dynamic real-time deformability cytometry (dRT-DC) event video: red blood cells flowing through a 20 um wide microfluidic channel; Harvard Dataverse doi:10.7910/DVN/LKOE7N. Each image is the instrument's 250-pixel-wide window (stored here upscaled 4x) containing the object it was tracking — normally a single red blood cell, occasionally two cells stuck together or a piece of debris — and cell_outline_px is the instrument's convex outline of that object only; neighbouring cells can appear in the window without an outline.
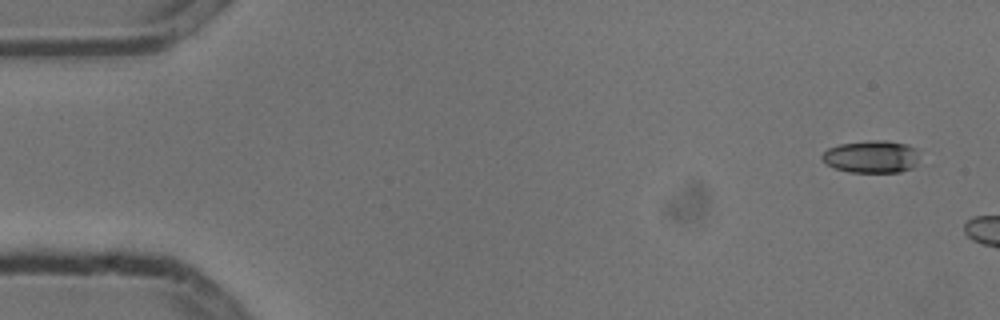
{"species": "common noctule bat (a hibernating species)", "species_latin": "Nyctalus noctula", "temperature_condition": "cold", "stored_images_in_passage": 2, "camera_frame_rate_fps": 3000, "um_per_image_px": 0.085, "animal": {"sex": "male", "body_mass_g": 13.3}, "frame": {"image": 1, "passage_image": 1, "time_ms": 0.0, "image_size_px": [1000, 320], "cell_outline_px": [[916, 164], [912, 168], [900, 172], [848, 172], [836, 168], [828, 164], [820, 156], [828, 148], [840, 144], [872, 140], [884, 140], [908, 144], [916, 148]], "centroid_in_image_um": [74.08, 13.31], "position_along_channel_um": 10.9, "area_um2": 18.26}}